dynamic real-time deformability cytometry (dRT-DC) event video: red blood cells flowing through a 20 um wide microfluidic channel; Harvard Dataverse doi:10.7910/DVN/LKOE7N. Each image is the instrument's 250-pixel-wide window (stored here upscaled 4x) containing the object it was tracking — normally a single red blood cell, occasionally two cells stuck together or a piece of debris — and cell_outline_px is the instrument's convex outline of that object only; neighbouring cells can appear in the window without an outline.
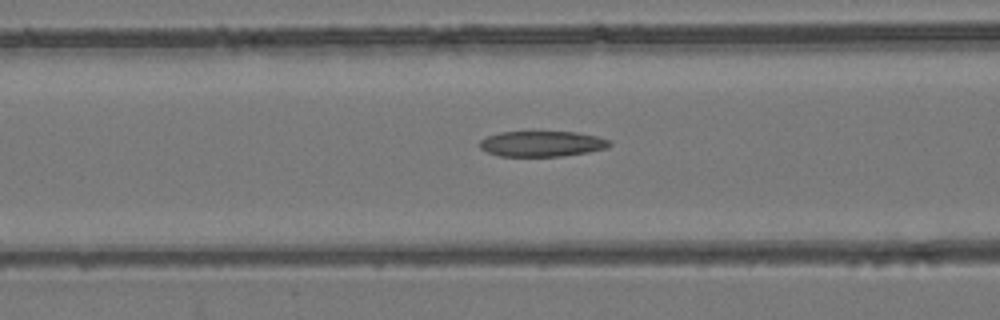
{"species": "common noctule bat (a hibernating species)", "species_latin": "Nyctalus noctula", "temperature_condition": "room temperature", "stored_images_in_passage": 31, "camera_frame_rate_fps": 3000, "um_per_image_px": 0.085, "animal": {"sex": "female", "body_mass_g": 24.6, "forearm_length_mm": 56.2}, "frame": {"image": 1, "passage_image": 10, "time_ms": 3.0, "image_size_px": [1000, 320], "cell_outline_px": [[612, 144], [608, 148], [588, 152], [560, 156], [500, 156], [488, 152], [480, 148], [480, 140], [488, 136], [500, 132], [576, 132], [596, 136], [608, 140]], "centroid_in_image_um": [46.07, 12.22], "position_along_channel_um": 120.5, "area_um2": 19.19}}
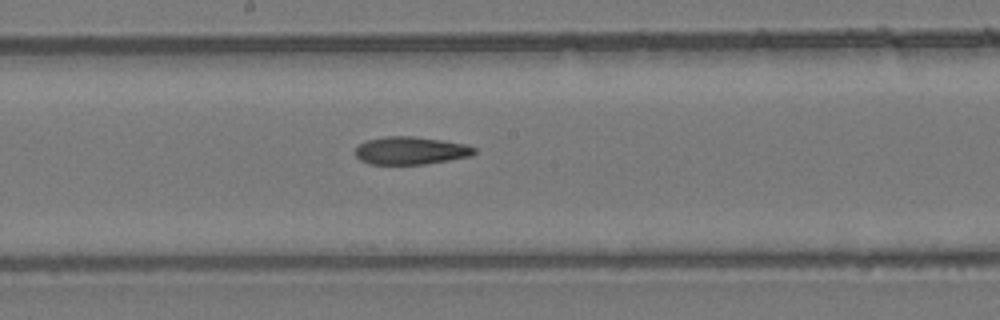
{"frame": {"image": 2, "passage_image": 17, "time_ms": 5.333, "image_size_px": [1000, 320], "cell_outline_px": [[476, 152], [472, 156], [424, 164], [368, 164], [360, 160], [356, 156], [356, 148], [360, 144], [368, 140], [384, 136], [412, 136], [440, 140], [464, 144], [476, 148]], "centroid_in_image_um": [34.9, 12.8], "position_along_channel_um": 213.3, "area_um2": 19.13}}
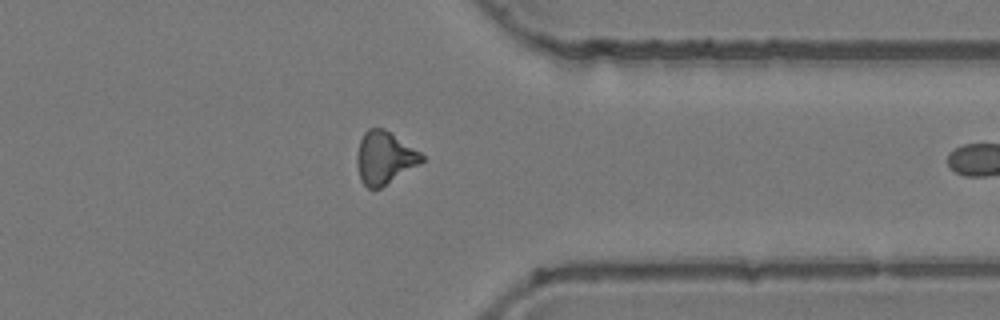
{"frame": {"image": 3, "passage_image": 30, "time_ms": 9.667, "image_size_px": [1000, 320], "cell_outline_px": [[424, 160], [420, 164], [380, 188], [368, 188], [360, 180], [356, 164], [356, 156], [360, 140], [364, 132], [368, 128], [384, 128], [420, 152], [424, 156]], "centroid_in_image_um": [32.66, 13.41], "position_along_channel_um": 378.7, "area_um2": 19.83}}